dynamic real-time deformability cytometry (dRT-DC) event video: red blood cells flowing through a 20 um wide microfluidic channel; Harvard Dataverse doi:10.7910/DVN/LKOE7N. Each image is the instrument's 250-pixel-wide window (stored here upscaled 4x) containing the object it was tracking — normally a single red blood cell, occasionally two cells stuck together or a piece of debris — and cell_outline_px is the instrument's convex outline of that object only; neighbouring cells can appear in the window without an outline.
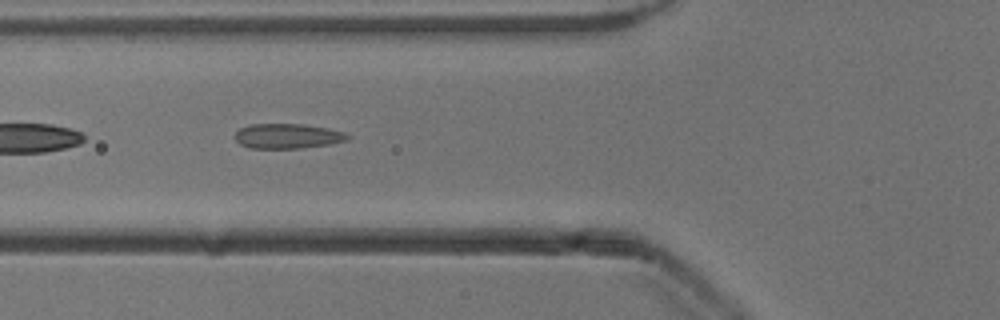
{"species": "common noctule bat (a hibernating species)", "species_latin": "Nyctalus noctula", "temperature_condition": "cold", "stored_images_in_passage": 23, "camera_frame_rate_fps": 3000, "um_per_image_px": 0.085, "animal": {"sex": "male", "body_mass_g": 13.3}, "frame": {"image": 1, "passage_image": 4, "time_ms": 1.0, "image_size_px": [1000, 320], "cell_outline_px": [[352, 136], [348, 140], [328, 144], [300, 148], [252, 148], [240, 144], [232, 136], [240, 128], [252, 124], [304, 124], [328, 128], [344, 132]], "centroid_in_image_um": [24.44, 11.56], "position_along_channel_um": 101.4, "area_um2": 16.36}}
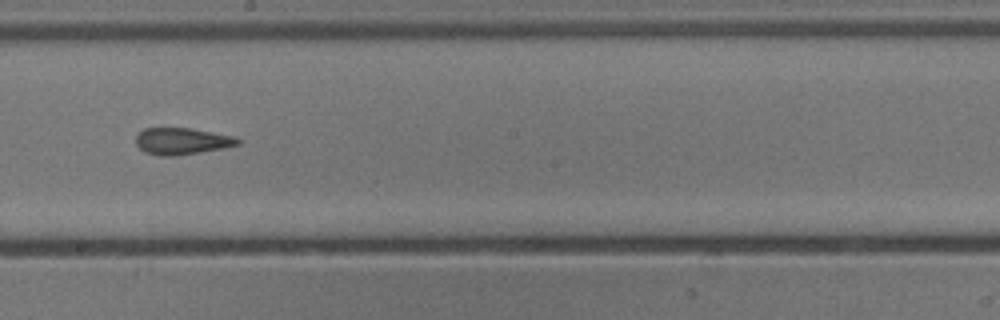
{"frame": {"image": 2, "passage_image": 14, "time_ms": 4.333, "image_size_px": [1000, 320], "cell_outline_px": [[240, 144], [220, 148], [172, 156], [160, 156], [144, 152], [136, 144], [136, 136], [144, 128], [192, 128], [236, 136], [240, 140]], "centroid_in_image_um": [15.45, 11.98], "position_along_channel_um": 232.7, "area_um2": 15.72}}
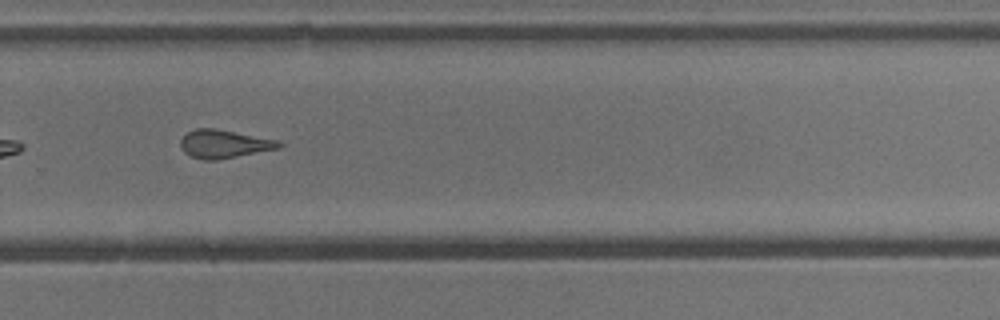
{"frame": {"image": 3, "passage_image": 20, "time_ms": 6.333, "image_size_px": [1000, 320], "cell_outline_px": [[284, 144], [280, 148], [216, 160], [204, 160], [192, 156], [184, 152], [180, 144], [180, 140], [188, 132], [196, 128], [216, 128], [276, 140]], "centroid_in_image_um": [19.03, 12.23], "position_along_channel_um": 310.8, "area_um2": 16.01}}